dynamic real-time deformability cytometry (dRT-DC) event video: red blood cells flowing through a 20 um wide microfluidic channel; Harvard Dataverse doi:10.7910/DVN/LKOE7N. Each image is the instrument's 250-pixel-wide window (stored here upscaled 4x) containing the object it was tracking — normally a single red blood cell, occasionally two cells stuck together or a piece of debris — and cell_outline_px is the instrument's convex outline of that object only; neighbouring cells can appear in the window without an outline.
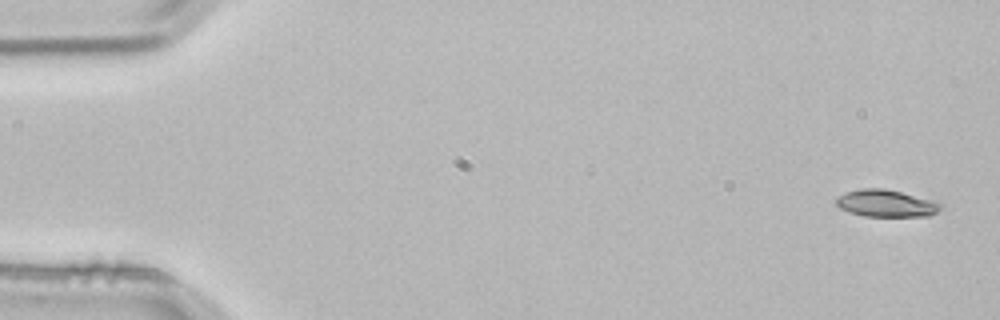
{"species": "common noctule bat (a hibernating species)", "species_latin": "Nyctalus noctula", "temperature_condition": "room temperature", "stored_images_in_passage": 3, "camera_frame_rate_fps": 3000, "um_per_image_px": 0.085, "animal": {"sex": "male", "body_mass_g": 21.5, "forearm_length_mm": 52.0}, "frame": {"image": 1, "passage_image": 1, "time_ms": 0.0, "image_size_px": [1000, 320], "cell_outline_px": [[944, 208], [928, 216], [864, 216], [848, 212], [840, 208], [836, 204], [836, 196], [844, 192], [860, 188], [884, 188], [900, 192], [944, 204]], "centroid_in_image_um": [75.28, 17.28], "position_along_channel_um": 9.7, "area_um2": 16.53}}
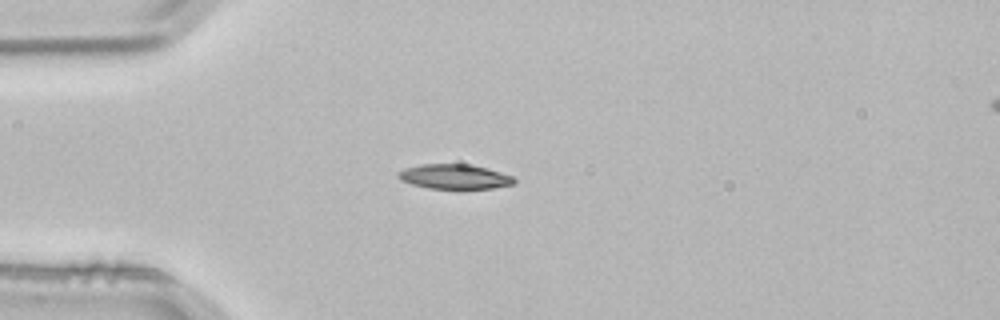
{"frame": {"image": 2, "passage_image": 3, "time_ms": 0.667, "image_size_px": [1000, 320], "cell_outline_px": [[516, 184], [492, 188], [464, 192], [428, 188], [412, 184], [400, 180], [396, 176], [404, 168], [420, 164], [464, 164], [484, 168], [512, 176], [516, 180]], "centroid_in_image_um": [38.64, 15.07], "position_along_channel_um": 46.4, "area_um2": 17.34}}